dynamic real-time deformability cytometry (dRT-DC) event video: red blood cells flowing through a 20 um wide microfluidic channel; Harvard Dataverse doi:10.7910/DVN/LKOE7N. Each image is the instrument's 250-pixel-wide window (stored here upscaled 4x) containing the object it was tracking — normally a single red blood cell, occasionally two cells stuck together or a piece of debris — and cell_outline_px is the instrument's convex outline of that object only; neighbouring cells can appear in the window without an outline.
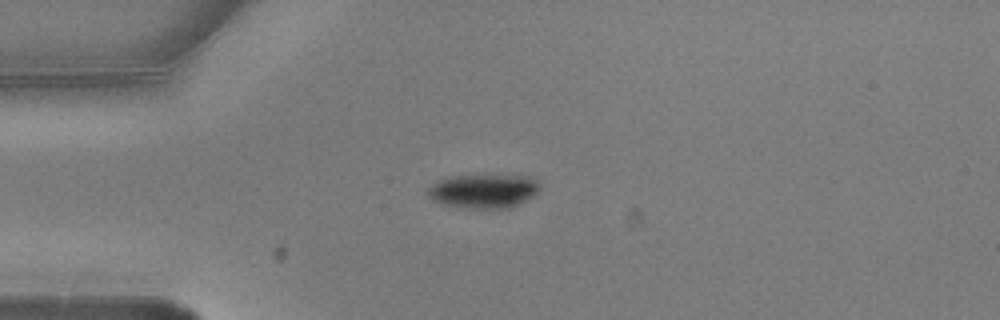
{"species": "common noctule bat (a hibernating species)", "species_latin": "Nyctalus noctula", "temperature_condition": "warm", "stored_images_in_passage": 6, "camera_frame_rate_fps": 3000, "um_per_image_px": 0.085, "animal": {"sex": "male", "body_mass_g": 20.5, "forearm_length_mm": 52.5}, "frame": {"image": 1, "passage_image": 1, "time_ms": 0.0, "image_size_px": [1000, 320], "cell_outline_px": [[540, 188], [532, 196], [508, 208], [460, 208], [440, 204], [432, 200], [428, 196], [428, 188], [432, 184], [440, 180], [452, 176], [532, 176], [540, 184]], "centroid_in_image_um": [41.06, 16.25], "position_along_channel_um": 43.9, "area_um2": 21.96}}
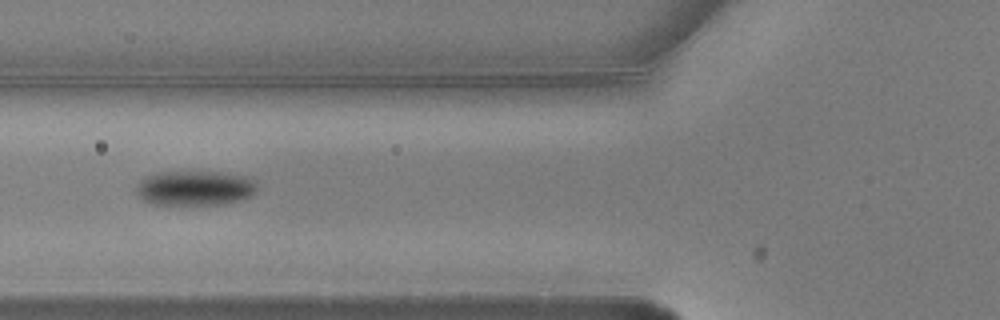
{"frame": {"image": 2, "passage_image": 3, "time_ms": 0.667, "image_size_px": [1000, 320], "cell_outline_px": [[256, 192], [252, 196], [228, 204], [180, 208], [156, 204], [144, 200], [136, 192], [136, 188], [140, 180], [144, 176], [156, 172], [224, 172], [252, 176], [256, 184]], "centroid_in_image_um": [16.6, 16.03], "position_along_channel_um": 109.2, "area_um2": 25.84}}
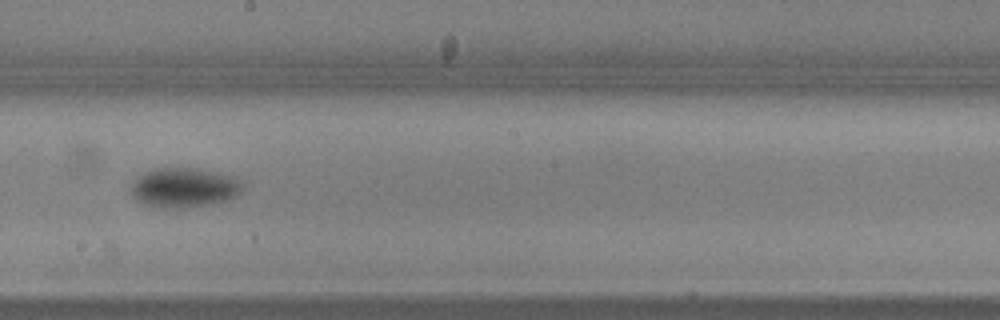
{"frame": {"image": 3, "passage_image": 6, "time_ms": 1.667, "image_size_px": [1000, 320], "cell_outline_px": [[244, 188], [236, 196], [224, 200], [204, 204], [180, 208], [152, 208], [136, 200], [132, 196], [132, 184], [136, 176], [144, 172], [156, 168], [196, 168], [216, 172], [232, 176], [240, 180], [244, 184]], "centroid_in_image_um": [15.61, 15.94], "position_along_channel_um": 232.6, "area_um2": 25.78}}